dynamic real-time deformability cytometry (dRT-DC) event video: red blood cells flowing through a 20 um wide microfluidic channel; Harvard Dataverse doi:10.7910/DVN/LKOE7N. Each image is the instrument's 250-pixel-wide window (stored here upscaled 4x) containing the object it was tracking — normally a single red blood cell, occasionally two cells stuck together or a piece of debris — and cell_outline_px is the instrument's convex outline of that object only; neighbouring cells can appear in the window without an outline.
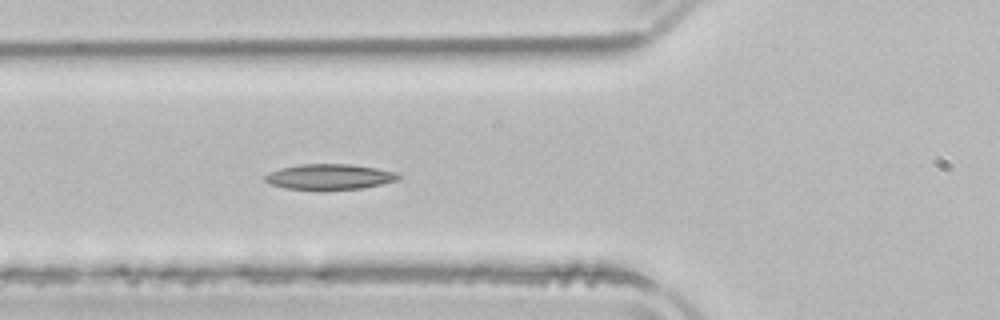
{"species": "common noctule bat (a hibernating species)", "species_latin": "Nyctalus noctula", "temperature_condition": "room temperature", "stored_images_in_passage": 5, "camera_frame_rate_fps": 3000, "um_per_image_px": 0.085, "animal": {"sex": "male", "body_mass_g": 21.5, "forearm_length_mm": 52.0}, "frame": {"image": 1, "passage_image": 5, "time_ms": 4.667, "image_size_px": [1000, 320], "cell_outline_px": [[400, 180], [360, 188], [324, 192], [316, 192], [284, 188], [272, 184], [264, 180], [264, 176], [280, 168], [300, 164], [352, 164], [376, 168], [396, 172], [400, 176]], "centroid_in_image_um": [28.0, 15.06], "position_along_channel_um": 97.8, "area_um2": 20.4}}